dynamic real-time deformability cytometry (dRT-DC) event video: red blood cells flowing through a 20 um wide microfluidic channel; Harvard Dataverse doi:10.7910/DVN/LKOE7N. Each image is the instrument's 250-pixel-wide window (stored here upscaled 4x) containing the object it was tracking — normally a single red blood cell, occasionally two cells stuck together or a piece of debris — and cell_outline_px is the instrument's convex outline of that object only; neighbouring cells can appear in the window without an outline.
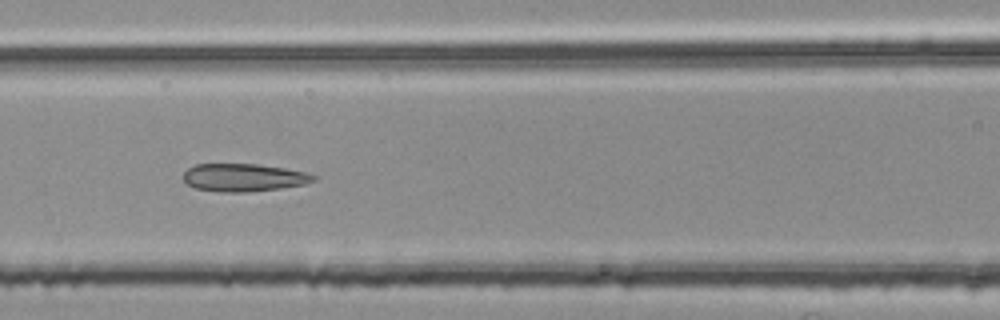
{"species": "common noctule bat (a hibernating species)", "species_latin": "Nyctalus noctula", "temperature_condition": "room temperature", "stored_images_in_passage": 32, "camera_frame_rate_fps": 3000, "um_per_image_px": 0.085, "animal": {"sex": "female", "body_mass_g": 25.1}, "frame": {"image": 1, "passage_image": 13, "time_ms": 4.0, "image_size_px": [1000, 320], "cell_outline_px": [[316, 180], [304, 184], [280, 188], [244, 192], [220, 192], [196, 188], [188, 184], [184, 180], [184, 172], [188, 168], [196, 164], [256, 164], [284, 168], [304, 172], [316, 176]], "centroid_in_image_um": [20.7, 15.09], "position_along_channel_um": 145.9, "area_um2": 20.87}}
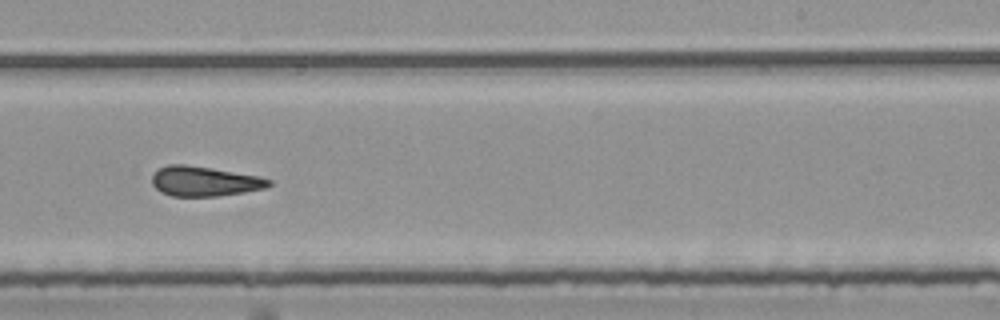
{"frame": {"image": 2, "passage_image": 23, "time_ms": 7.333, "image_size_px": [1000, 320], "cell_outline_px": [[272, 184], [264, 188], [244, 192], [216, 196], [172, 196], [160, 192], [152, 184], [152, 176], [160, 168], [168, 164], [184, 164], [260, 176], [272, 180]], "centroid_in_image_um": [17.37, 15.41], "position_along_channel_um": 271.6, "area_um2": 20.17}}
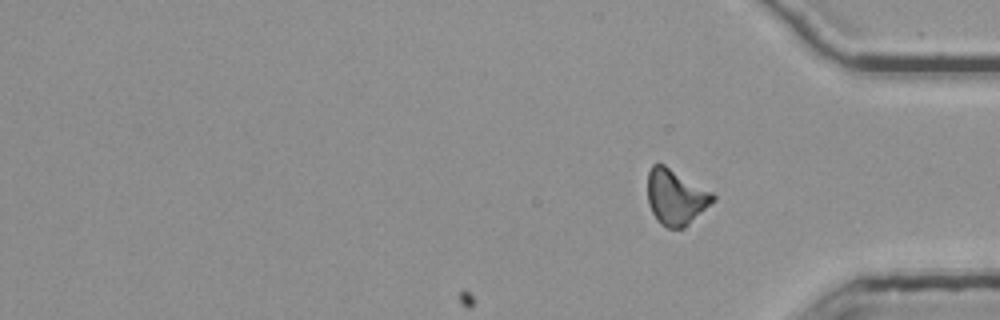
{"frame": {"image": 3, "passage_image": 32, "time_ms": 10.333, "image_size_px": [1000, 320], "cell_outline_px": [[716, 200], [680, 228], [668, 228], [660, 224], [652, 212], [648, 204], [648, 172], [652, 164], [664, 164], [712, 192], [716, 196]], "centroid_in_image_um": [57.41, 16.72], "position_along_channel_um": 377.8, "area_um2": 20.69}, "authors_computed_cell_mechanics": {"area_um2": 20.7213, "velocity_mm_per_s": 3.7798, "shape_relaxation_time_tau1_ms": null, "shape_relaxation_time_tau2_ms": 2.5524, "deformation_change_tau1": null, "deformation_change_tau2": 0.1366}}